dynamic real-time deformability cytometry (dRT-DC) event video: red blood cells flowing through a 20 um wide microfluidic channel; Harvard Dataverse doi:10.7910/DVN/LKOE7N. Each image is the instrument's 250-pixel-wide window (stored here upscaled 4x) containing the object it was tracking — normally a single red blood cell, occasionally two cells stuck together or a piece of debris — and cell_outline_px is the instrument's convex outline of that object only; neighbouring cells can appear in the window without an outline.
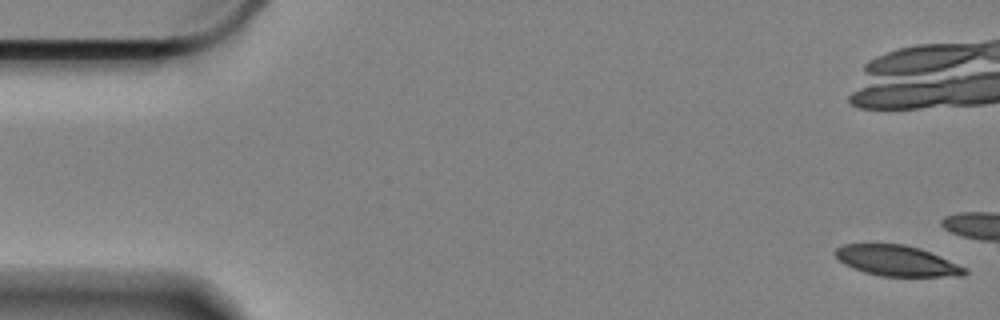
{"species": "Egyptian fruit bat (a non-hibernating species)", "species_latin": "Rousettus aegyptiacus", "temperature_condition": "cold", "stored_images_in_passage": 17, "camera_frame_rate_fps": 3000, "um_per_image_px": 0.085, "animal": {"sex": "female"}, "frame": {"image": 1, "passage_image": 1, "time_ms": 0.0, "image_size_px": [1000, 320], "cell_outline_px": [[968, 272], [964, 276], [880, 276], [864, 272], [844, 264], [832, 252], [836, 248], [844, 244], [904, 244], [920, 248], [940, 256], [968, 268]], "centroid_in_image_um": [76.25, 22.16], "position_along_channel_um": 8.7, "area_um2": 23.12}}